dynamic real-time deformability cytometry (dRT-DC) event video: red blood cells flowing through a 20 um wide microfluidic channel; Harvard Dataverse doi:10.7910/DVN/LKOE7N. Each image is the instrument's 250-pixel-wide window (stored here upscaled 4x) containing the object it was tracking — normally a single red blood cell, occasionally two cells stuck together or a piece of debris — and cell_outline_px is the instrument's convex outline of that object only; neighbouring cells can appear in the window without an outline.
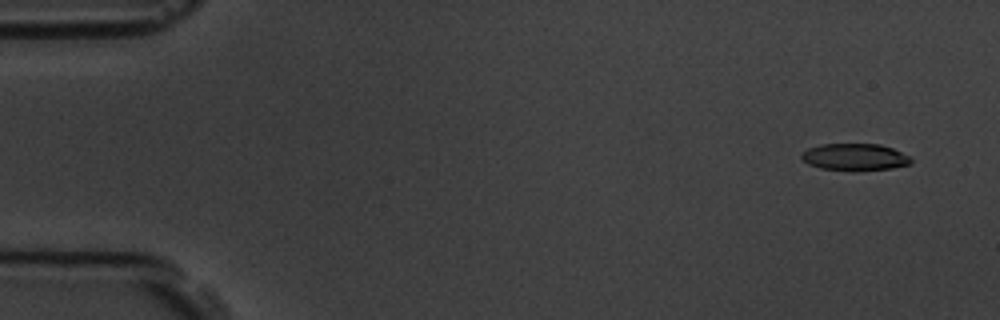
{"species": "common noctule bat (a hibernating species)", "species_latin": "Nyctalus noctula", "temperature_condition": "room temperature", "stored_images_in_passage": 10, "camera_frame_rate_fps": 3000, "um_per_image_px": 0.085, "animal": {"sex": "male", "body_mass_g": 19.5, "forearm_length_mm": 54.6}, "frame": {"image": 1, "passage_image": 1, "time_ms": 0.0, "image_size_px": [1000, 320], "cell_outline_px": [[912, 160], [908, 164], [892, 168], [856, 172], [820, 168], [808, 164], [800, 156], [800, 152], [808, 148], [820, 144], [880, 144], [892, 148], [908, 156]], "centroid_in_image_um": [72.6, 13.36], "position_along_channel_um": 12.4, "area_um2": 17.4}}
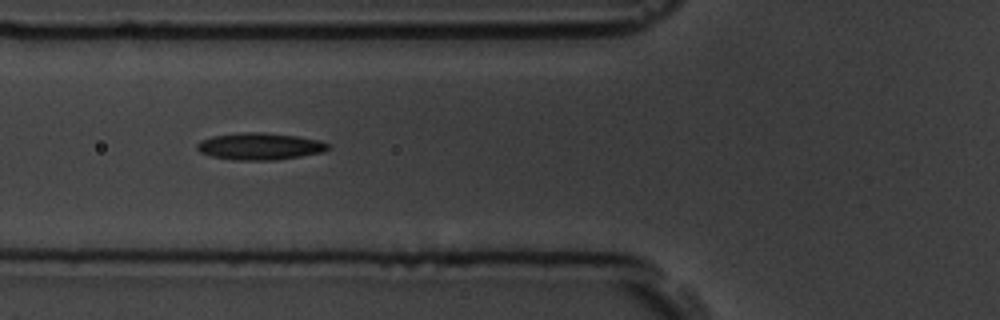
{"frame": {"image": 2, "passage_image": 6, "time_ms": 5.667, "image_size_px": [1000, 320], "cell_outline_px": [[328, 148], [324, 152], [276, 160], [232, 160], [212, 156], [200, 152], [196, 148], [196, 144], [200, 140], [212, 136], [240, 132], [264, 132], [296, 136], [320, 140], [328, 144]], "centroid_in_image_um": [22.05, 12.43], "position_along_channel_um": 103.7, "area_um2": 20.63}}